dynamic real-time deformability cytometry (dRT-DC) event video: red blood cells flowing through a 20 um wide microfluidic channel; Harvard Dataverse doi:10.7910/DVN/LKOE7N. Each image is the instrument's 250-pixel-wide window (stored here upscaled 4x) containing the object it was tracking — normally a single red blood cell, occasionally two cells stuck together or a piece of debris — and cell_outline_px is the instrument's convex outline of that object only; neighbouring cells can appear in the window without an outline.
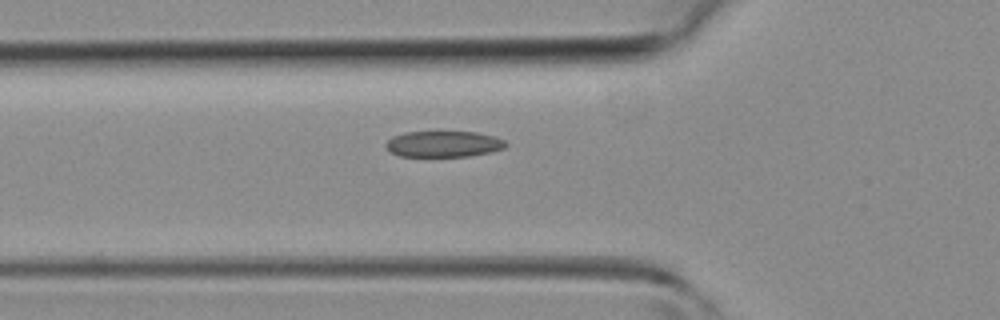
{"species": "common noctule bat (a hibernating species)", "species_latin": "Nyctalus noctula", "temperature_condition": "room temperature", "stored_images_in_passage": 27, "camera_frame_rate_fps": 3000, "um_per_image_px": 0.085, "animal": {"sex": "female", "body_mass_g": 19.3, "forearm_length_mm": 54.1}, "frame": {"image": 1, "passage_image": 2, "time_ms": 0.333, "image_size_px": [1000, 320], "cell_outline_px": [[508, 144], [504, 148], [492, 152], [468, 156], [400, 156], [392, 152], [384, 144], [392, 136], [404, 132], [476, 132], [496, 136], [504, 140]], "centroid_in_image_um": [37.73, 12.23], "position_along_channel_um": 88.1, "area_um2": 18.21}}
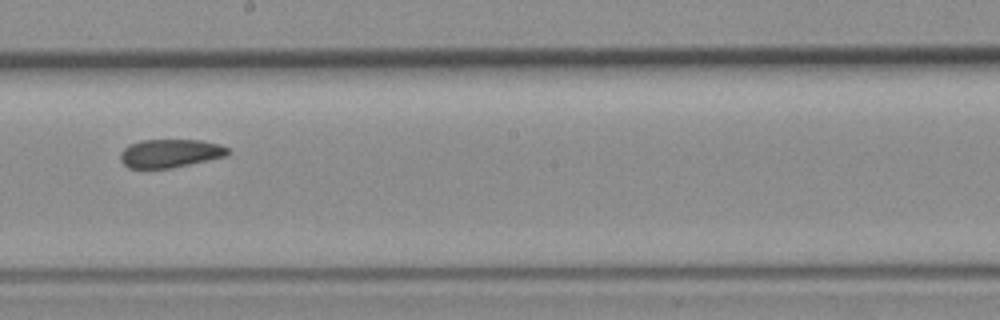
{"frame": {"image": 2, "passage_image": 11, "time_ms": 3.333, "image_size_px": [1000, 320], "cell_outline_px": [[232, 152], [228, 156], [172, 168], [128, 168], [120, 160], [120, 152], [124, 148], [132, 144], [144, 140], [200, 140], [220, 144], [228, 148]], "centroid_in_image_um": [14.51, 13.04], "position_along_channel_um": 233.7, "area_um2": 17.86}}
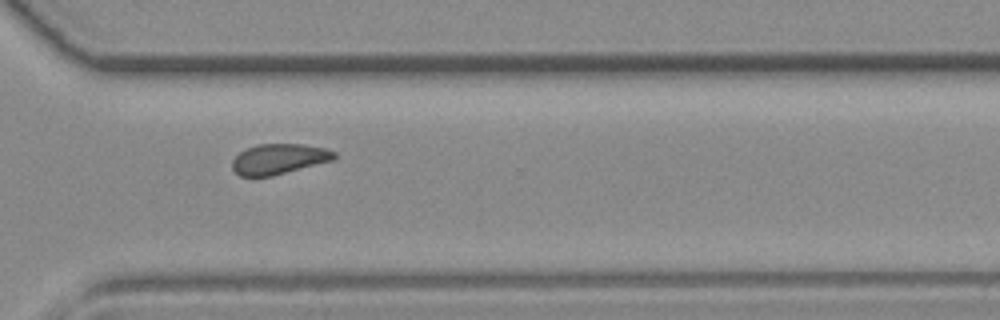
{"frame": {"image": 3, "passage_image": 18, "time_ms": 5.667, "image_size_px": [1000, 320], "cell_outline_px": [[336, 160], [272, 176], [240, 176], [232, 168], [232, 160], [240, 152], [248, 148], [260, 144], [304, 144], [324, 148], [336, 152]], "centroid_in_image_um": [23.75, 13.52], "position_along_channel_um": 346.8, "area_um2": 18.09}}